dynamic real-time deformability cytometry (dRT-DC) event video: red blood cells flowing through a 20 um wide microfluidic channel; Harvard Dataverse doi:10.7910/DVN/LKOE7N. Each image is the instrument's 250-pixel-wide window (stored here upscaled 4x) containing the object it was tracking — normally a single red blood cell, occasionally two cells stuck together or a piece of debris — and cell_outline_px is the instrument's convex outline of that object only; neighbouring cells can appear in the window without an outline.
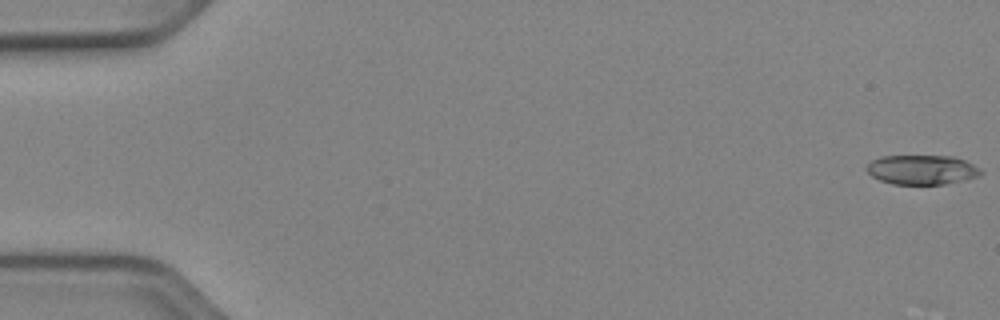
{"species": "Egyptian fruit bat (a non-hibernating species)", "species_latin": "Rousettus aegyptiacus", "temperature_condition": "cold", "stored_images_in_passage": 53, "camera_frame_rate_fps": 3000, "um_per_image_px": 0.085, "animal": {"sex": "female"}, "frame": {"image": 1, "passage_image": 1, "time_ms": 0.0, "image_size_px": [1000, 320], "cell_outline_px": [[984, 172], [976, 176], [964, 180], [944, 184], [892, 184], [880, 180], [872, 176], [864, 168], [872, 160], [880, 156], [952, 156], [964, 160], [972, 164]], "centroid_in_image_um": [78.32, 14.42], "position_along_channel_um": 6.7, "area_um2": 19.54}}
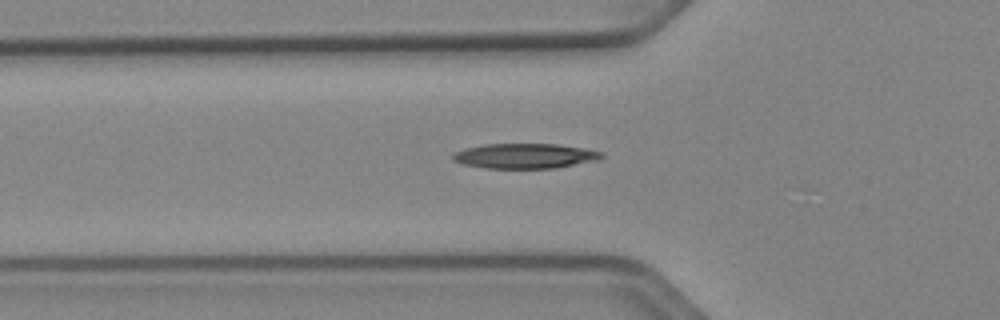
{"frame": {"image": 2, "passage_image": 19, "time_ms": 6.0, "image_size_px": [1000, 320], "cell_outline_px": [[604, 156], [600, 160], [556, 168], [484, 168], [464, 164], [452, 160], [452, 156], [456, 152], [464, 148], [484, 144], [556, 144], [584, 148], [604, 152]], "centroid_in_image_um": [44.66, 13.25], "position_along_channel_um": 81.1, "area_um2": 21.79}}
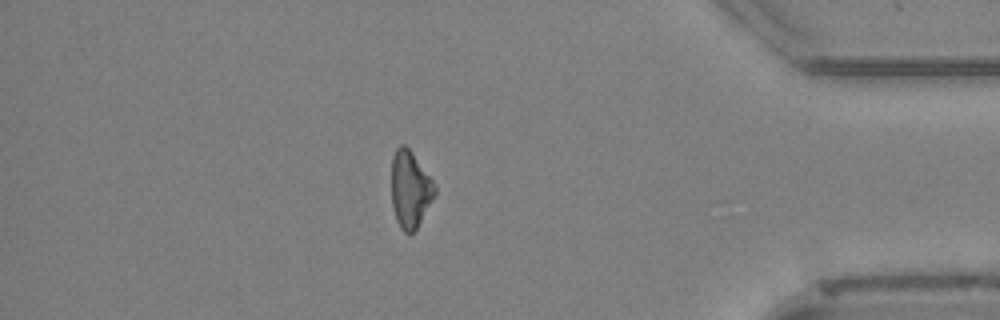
{"frame": {"image": 3, "passage_image": 46, "time_ms": 15.0, "image_size_px": [1000, 320], "cell_outline_px": [[436, 192], [416, 228], [412, 232], [404, 232], [400, 228], [396, 220], [392, 204], [392, 156], [396, 148], [400, 144], [404, 144], [412, 152], [436, 184]], "centroid_in_image_um": [34.85, 16.05], "position_along_channel_um": 400.3, "area_um2": 19.19}, "authors_computed_cell_mechanics": {"area_um2": 20.5768, "velocity_mm_per_s": 3.933, "shape_relaxation_time_tau1_ms": 7.5119, "shape_relaxation_time_tau2_ms": null, "deformation_change_tau1": 0.1827, "deformation_change_tau2": null}}